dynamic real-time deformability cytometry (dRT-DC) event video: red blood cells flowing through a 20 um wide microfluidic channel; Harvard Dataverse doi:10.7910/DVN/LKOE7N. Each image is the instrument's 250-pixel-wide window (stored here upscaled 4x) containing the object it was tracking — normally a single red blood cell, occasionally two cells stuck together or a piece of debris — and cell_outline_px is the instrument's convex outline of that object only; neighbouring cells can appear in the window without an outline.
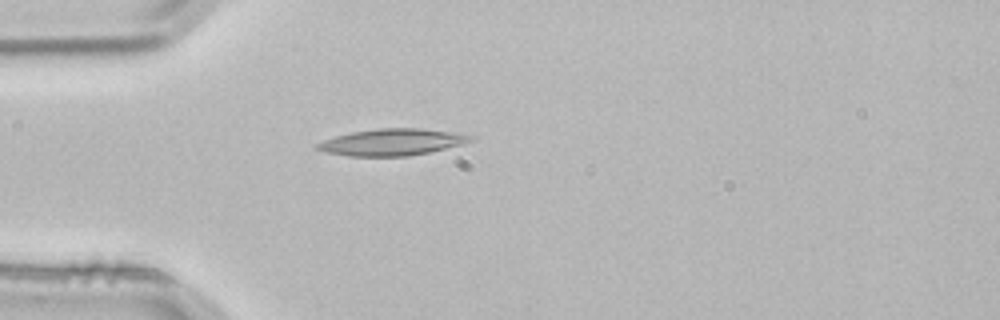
{"species": "common noctule bat (a hibernating species)", "species_latin": "Nyctalus noctula", "temperature_condition": "room temperature", "stored_images_in_passage": 3, "camera_frame_rate_fps": 3000, "um_per_image_px": 0.085, "animal": {"sex": "male", "body_mass_g": 21.5, "forearm_length_mm": 52.0}, "frame": {"image": 1, "passage_image": 3, "time_ms": 0.667, "image_size_px": [1000, 320], "cell_outline_px": [[472, 140], [460, 144], [428, 152], [408, 156], [348, 156], [324, 152], [312, 148], [312, 144], [336, 136], [352, 132], [380, 128], [420, 128], [452, 132], [472, 136]], "centroid_in_image_um": [33.2, 12.08], "position_along_channel_um": 51.8, "area_um2": 23.64}}